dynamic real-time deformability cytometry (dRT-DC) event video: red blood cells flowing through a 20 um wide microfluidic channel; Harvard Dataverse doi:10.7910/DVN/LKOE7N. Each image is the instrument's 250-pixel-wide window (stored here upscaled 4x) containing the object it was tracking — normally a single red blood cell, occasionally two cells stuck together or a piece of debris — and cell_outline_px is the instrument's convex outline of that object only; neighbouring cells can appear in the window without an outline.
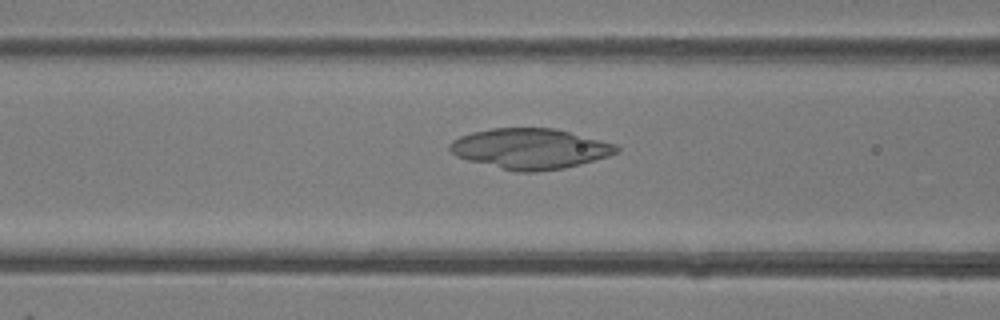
{"species": "common noctule bat (a hibernating species)", "species_latin": "Nyctalus noctula", "temperature_condition": "room temperature", "stored_images_in_passage": 42, "camera_frame_rate_fps": 3000, "um_per_image_px": 0.085, "animal": {"sex": "female"}, "frame": {"image": 1, "passage_image": 17, "time_ms": 5.333, "image_size_px": [1000, 320], "cell_outline_px": [[620, 152], [608, 156], [580, 164], [564, 168], [536, 172], [516, 172], [468, 160], [456, 156], [448, 148], [448, 144], [452, 140], [460, 136], [472, 132], [492, 128], [556, 128], [616, 144], [620, 148]], "centroid_in_image_um": [45.06, 12.64], "position_along_channel_um": 121.5, "area_um2": 39.36}}
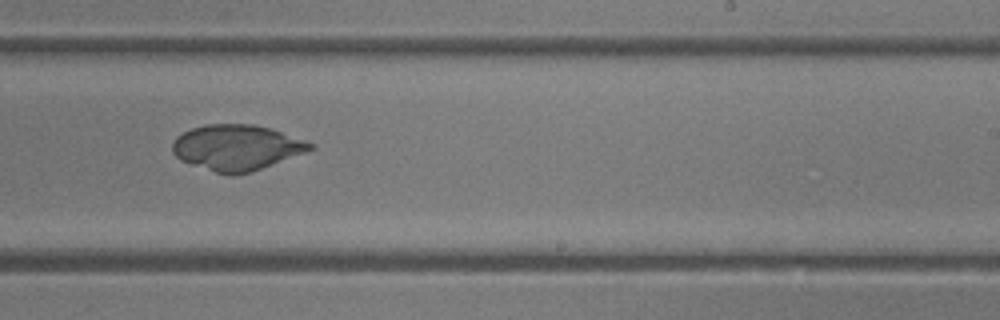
{"frame": {"image": 2, "passage_image": 26, "time_ms": 8.333, "image_size_px": [1000, 320], "cell_outline_px": [[316, 148], [260, 168], [248, 172], [216, 172], [180, 160], [172, 152], [172, 140], [176, 136], [192, 128], [208, 124], [252, 124], [272, 128], [316, 144]], "centroid_in_image_um": [20.11, 12.49], "position_along_channel_um": 268.9, "area_um2": 35.95}}
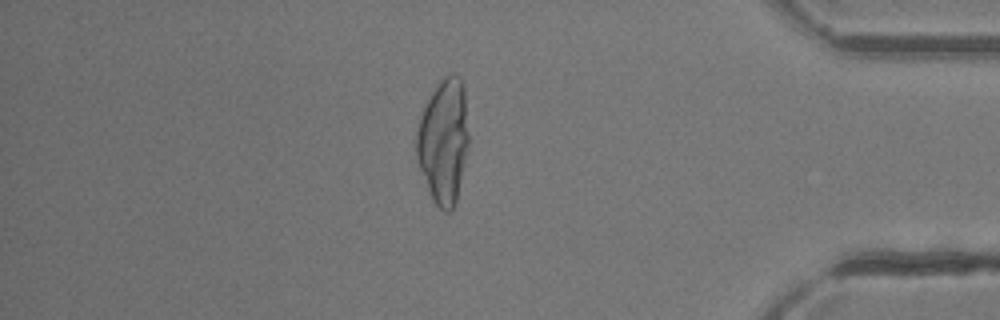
{"frame": {"image": 3, "passage_image": 36, "time_ms": 11.667, "image_size_px": [1000, 320], "cell_outline_px": [[468, 148], [456, 204], [452, 212], [444, 212], [432, 200], [416, 160], [416, 132], [420, 116], [436, 84], [448, 72], [456, 72], [460, 76], [464, 88], [468, 136]], "centroid_in_image_um": [37.7, 12.0], "position_along_channel_um": 397.5, "area_um2": 38.38}}